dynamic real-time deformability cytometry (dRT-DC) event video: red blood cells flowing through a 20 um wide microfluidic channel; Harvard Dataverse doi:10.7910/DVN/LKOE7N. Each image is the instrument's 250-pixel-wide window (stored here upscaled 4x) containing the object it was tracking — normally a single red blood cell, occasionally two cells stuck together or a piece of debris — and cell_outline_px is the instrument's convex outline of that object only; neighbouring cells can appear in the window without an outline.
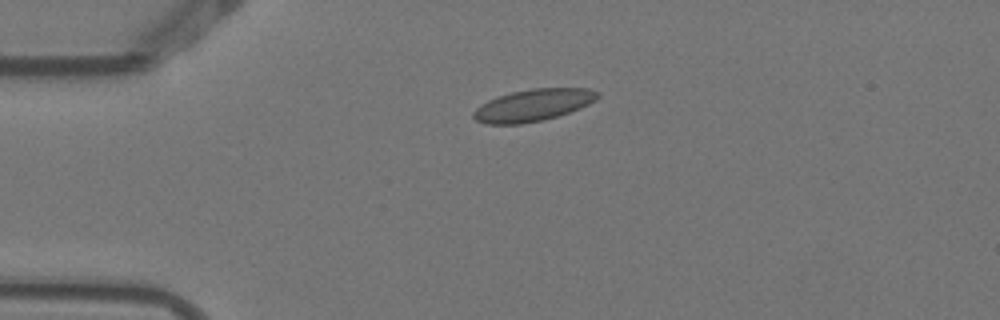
{"species": "Egyptian fruit bat (a non-hibernating species)", "species_latin": "Rousettus aegyptiacus", "temperature_condition": "warm", "stored_images_in_passage": 5, "camera_frame_rate_fps": 3000, "um_per_image_px": 0.085, "animal": {"sex": "female"}, "frame": {"image": 1, "passage_image": 3, "time_ms": 0.667, "image_size_px": [1000, 320], "cell_outline_px": [[600, 96], [596, 100], [580, 108], [544, 120], [520, 124], [488, 124], [476, 120], [472, 116], [472, 112], [480, 104], [496, 96], [512, 92], [532, 88], [588, 88], [600, 92]], "centroid_in_image_um": [45.31, 8.93], "position_along_channel_um": 39.7, "area_um2": 23.24}}
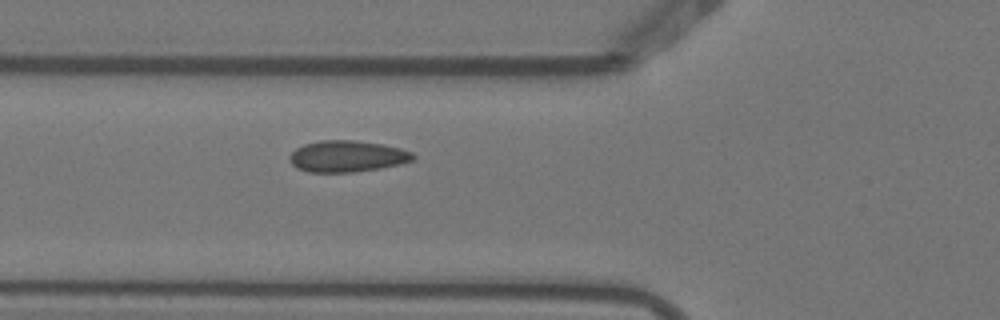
{"frame": {"image": 2, "passage_image": 5, "time_ms": 1.333, "image_size_px": [1000, 320], "cell_outline_px": [[416, 156], [412, 160], [380, 168], [352, 172], [308, 172], [296, 168], [292, 164], [288, 156], [296, 148], [304, 144], [320, 140], [352, 140], [384, 144], [400, 148], [412, 152]], "centroid_in_image_um": [29.47, 13.28], "position_along_channel_um": 96.3, "area_um2": 22.54}}